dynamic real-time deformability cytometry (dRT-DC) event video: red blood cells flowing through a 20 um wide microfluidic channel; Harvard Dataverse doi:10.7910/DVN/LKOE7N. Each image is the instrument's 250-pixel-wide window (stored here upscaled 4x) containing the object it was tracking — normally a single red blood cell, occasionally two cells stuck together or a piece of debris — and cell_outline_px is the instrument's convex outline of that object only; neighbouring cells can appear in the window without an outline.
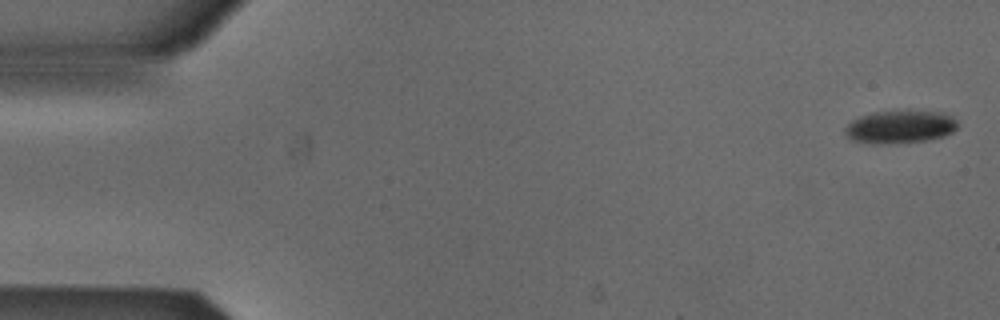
{"species": "Egyptian fruit bat (a non-hibernating species)", "species_latin": "Rousettus aegyptiacus", "temperature_condition": "cold", "stored_images_in_passage": 3, "camera_frame_rate_fps": 3000, "um_per_image_px": 0.085, "animal": {"sex": "male"}, "frame": {"image": 1, "passage_image": 1, "time_ms": 0.0, "image_size_px": [1000, 320], "cell_outline_px": [[956, 128], [952, 132], [944, 136], [924, 140], [852, 140], [844, 132], [844, 128], [852, 120], [860, 116], [872, 112], [908, 108], [944, 112], [952, 116], [956, 120]], "centroid_in_image_um": [76.58, 10.65], "position_along_channel_um": 8.4, "area_um2": 21.04}}